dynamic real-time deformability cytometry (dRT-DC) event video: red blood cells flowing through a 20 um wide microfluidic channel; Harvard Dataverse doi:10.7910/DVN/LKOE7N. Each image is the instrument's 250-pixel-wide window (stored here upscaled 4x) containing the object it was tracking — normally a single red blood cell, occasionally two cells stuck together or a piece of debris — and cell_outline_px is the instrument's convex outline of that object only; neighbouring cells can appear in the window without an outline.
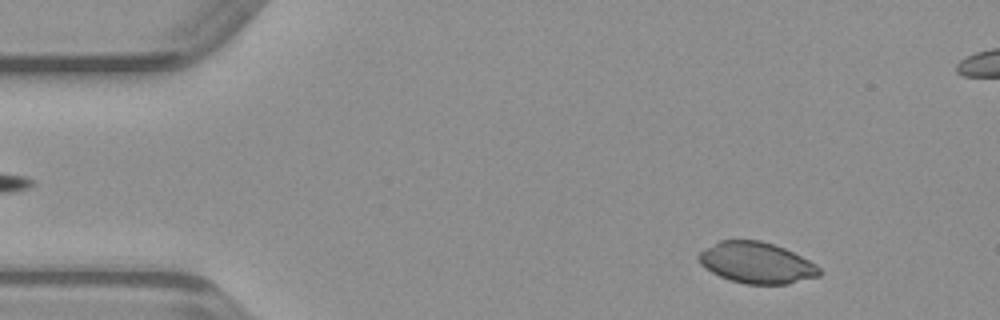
{"species": "common noctule bat (a hibernating species)", "species_latin": "Nyctalus noctula", "temperature_condition": "warm", "stored_images_in_passage": 48, "camera_frame_rate_fps": 3000, "um_per_image_px": 0.085, "animal": {"sex": "male", "body_mass_g": 23.1, "forearm_length_mm": 52.7}, "frame": {"image": 1, "passage_image": 4, "time_ms": 1.0, "image_size_px": [1000, 320], "cell_outline_px": [[824, 272], [820, 276], [788, 284], [744, 284], [728, 280], [704, 268], [700, 264], [696, 256], [700, 252], [720, 240], [760, 240], [784, 248], [816, 264]], "centroid_in_image_um": [64.31, 22.35], "position_along_channel_um": 20.7, "area_um2": 29.02}}
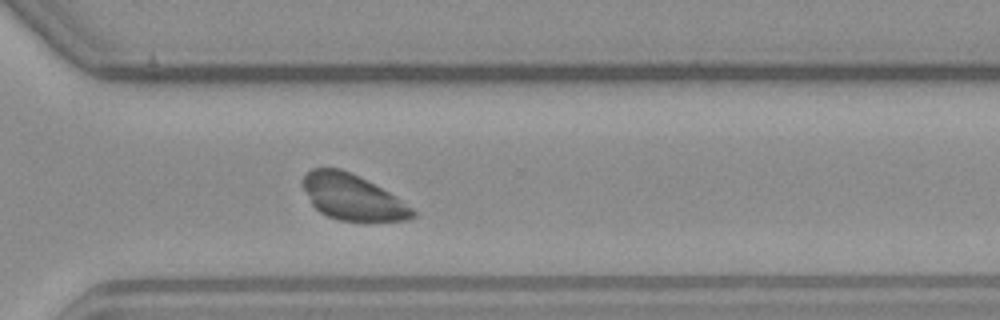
{"frame": {"image": 2, "passage_image": 33, "time_ms": 10.667, "image_size_px": [1000, 320], "cell_outline_px": [[416, 216], [408, 220], [368, 224], [340, 220], [328, 216], [320, 212], [312, 204], [300, 180], [312, 168], [340, 168], [396, 196], [412, 208], [416, 212]], "centroid_in_image_um": [30.0, 16.83], "position_along_channel_um": 340.6, "area_um2": 29.48}}